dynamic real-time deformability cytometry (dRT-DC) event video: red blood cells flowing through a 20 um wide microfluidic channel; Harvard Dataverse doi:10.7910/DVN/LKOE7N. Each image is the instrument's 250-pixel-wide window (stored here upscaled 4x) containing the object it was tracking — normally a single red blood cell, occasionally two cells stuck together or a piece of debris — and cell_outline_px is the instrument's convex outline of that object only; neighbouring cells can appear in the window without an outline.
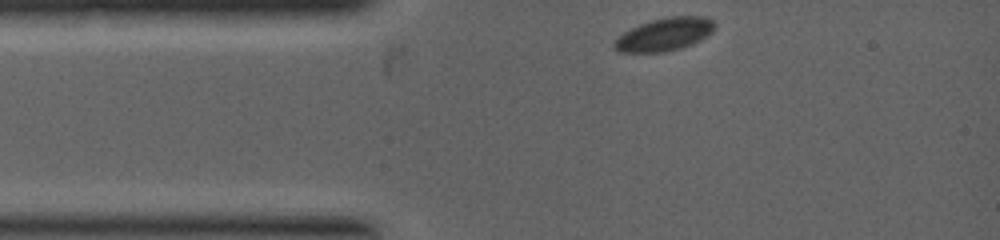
{"species": "common noctule bat (a hibernating species)", "species_latin": "Nyctalus noctula", "temperature_condition": "warm", "stored_images_in_passage": 41, "camera_frame_rate_fps": 5000, "um_per_image_px": 0.085, "animal": {"sex": "female", "body_mass_g": 19.0, "forearm_length_mm": 53.3}, "frame": {"image": 1, "passage_image": 1, "time_ms": 0.0, "image_size_px": [1000, 240], "cell_outline_px": [[716, 28], [712, 32], [700, 40], [692, 44], [680, 48], [664, 52], [616, 52], [612, 44], [624, 32], [640, 24], [652, 20], [668, 16], [704, 16], [712, 20], [716, 24]], "centroid_in_image_um": [56.5, 2.92], "position_along_channel_um": 28.5, "area_um2": 19.25}}
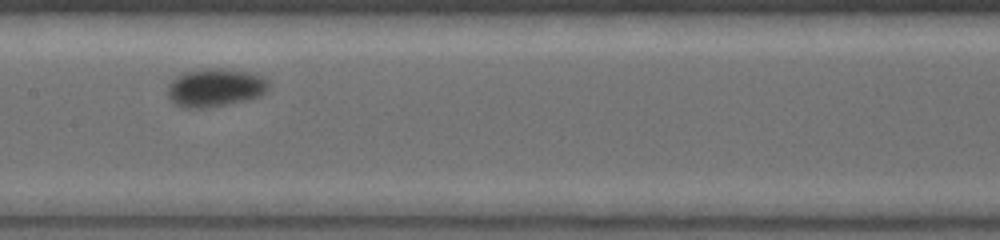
{"frame": {"image": 2, "passage_image": 24, "time_ms": 2.8, "image_size_px": [1000, 240], "cell_outline_px": [[268, 92], [260, 96], [228, 104], [204, 108], [180, 108], [172, 104], [168, 96], [168, 84], [176, 76], [184, 72], [204, 68], [220, 68], [248, 72], [264, 76], [268, 80]], "centroid_in_image_um": [18.27, 7.45], "position_along_channel_um": 189.1, "area_um2": 22.83}}
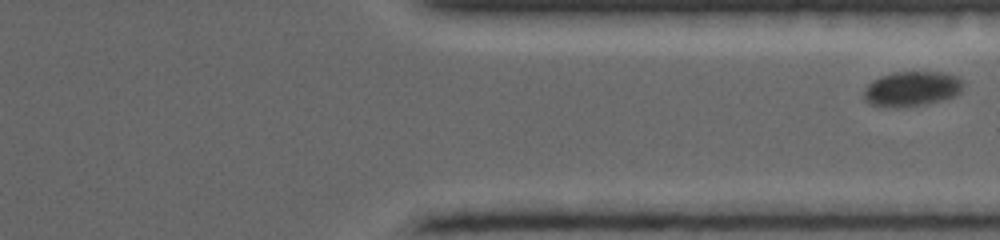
{"frame": {"image": 3, "passage_image": 41, "time_ms": 5.0, "image_size_px": [1000, 240], "cell_outline_px": [[964, 88], [956, 96], [924, 104], [896, 108], [884, 108], [872, 104], [864, 100], [864, 88], [872, 80], [880, 76], [892, 72], [944, 72], [956, 76], [964, 80]], "centroid_in_image_um": [77.5, 7.55], "position_along_channel_um": 333.9, "area_um2": 20.58}}